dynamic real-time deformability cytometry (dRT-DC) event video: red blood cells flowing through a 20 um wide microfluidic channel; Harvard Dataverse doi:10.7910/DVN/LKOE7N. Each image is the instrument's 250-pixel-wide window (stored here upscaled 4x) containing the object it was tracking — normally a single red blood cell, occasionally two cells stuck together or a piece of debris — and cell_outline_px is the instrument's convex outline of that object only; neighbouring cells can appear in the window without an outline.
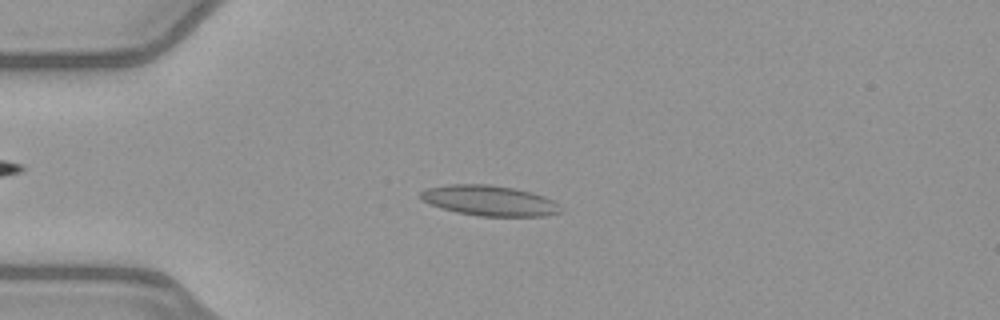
{"species": "common noctule bat (a hibernating species)", "species_latin": "Nyctalus noctula", "temperature_condition": "warm", "stored_images_in_passage": 50, "camera_frame_rate_fps": 3000, "um_per_image_px": 0.085, "animal": {"sex": "female", "body_mass_g": 21.9}, "frame": {"image": 1, "passage_image": 12, "time_ms": 3.667, "image_size_px": [1000, 320], "cell_outline_px": [[564, 212], [544, 216], [480, 216], [456, 212], [432, 204], [424, 200], [420, 196], [420, 192], [424, 188], [448, 184], [488, 184], [516, 188], [532, 192], [544, 196], [552, 200]], "centroid_in_image_um": [41.61, 17.04], "position_along_channel_um": 43.4, "area_um2": 24.74}}
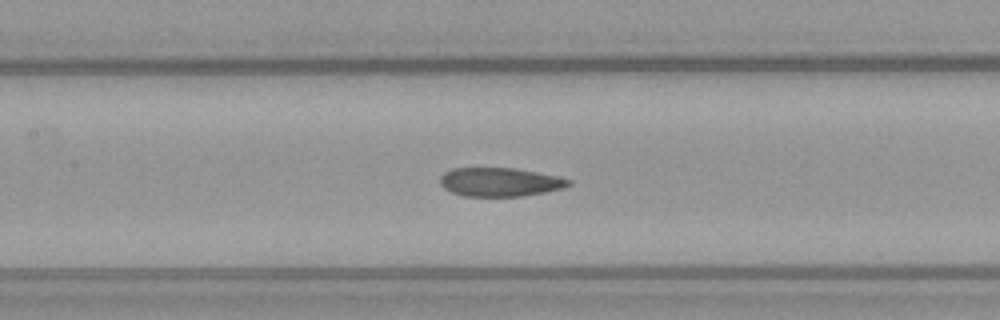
{"frame": {"image": 2, "passage_image": 23, "time_ms": 7.333, "image_size_px": [1000, 320], "cell_outline_px": [[572, 184], [564, 188], [544, 192], [520, 196], [464, 196], [452, 192], [444, 188], [440, 184], [440, 176], [444, 172], [452, 168], [516, 168], [556, 176], [572, 180]], "centroid_in_image_um": [42.48, 15.47], "position_along_channel_um": 164.9, "area_um2": 21.5}}
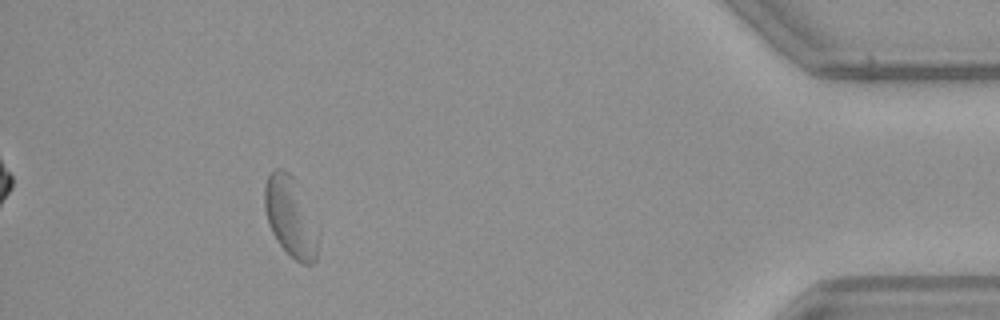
{"frame": {"image": 3, "passage_image": 46, "time_ms": 15.0, "image_size_px": [1000, 320], "cell_outline_px": [[320, 228], [316, 260], [312, 264], [300, 264], [276, 240], [272, 232], [264, 208], [264, 184], [268, 176], [276, 168], [280, 168], [288, 172], [296, 180]], "centroid_in_image_um": [24.73, 18.43], "position_along_channel_um": 410.5, "area_um2": 25.37}, "authors_computed_cell_mechanics": {"area_um2": 23.1489, "velocity_mm_per_s": 3.9619, "shape_relaxation_time_tau1_ms": 7.9865, "shape_relaxation_time_tau2_ms": 1.7997, "deformation_change_tau1": 0.1894, "deformation_change_tau2": 0.058}}